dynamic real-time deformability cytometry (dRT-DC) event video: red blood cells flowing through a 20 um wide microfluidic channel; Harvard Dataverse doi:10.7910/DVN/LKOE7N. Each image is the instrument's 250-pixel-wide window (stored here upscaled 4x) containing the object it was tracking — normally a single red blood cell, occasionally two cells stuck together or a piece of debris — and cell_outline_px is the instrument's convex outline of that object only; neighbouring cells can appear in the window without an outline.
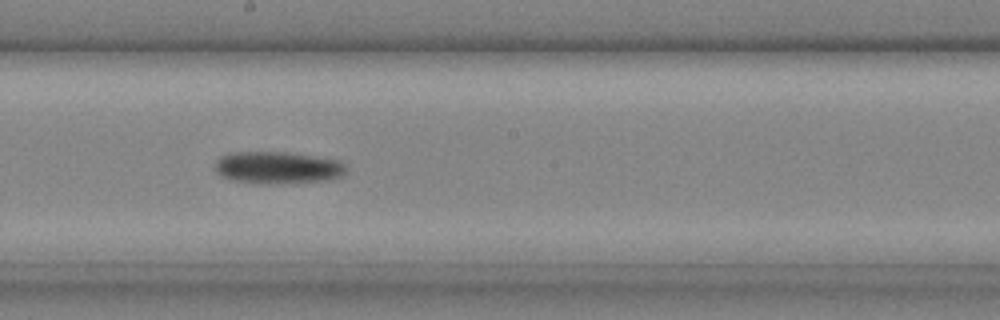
{"species": "common noctule bat (a hibernating species)", "species_latin": "Nyctalus noctula", "temperature_condition": "cold", "stored_images_in_passage": 29, "camera_frame_rate_fps": 3000, "um_per_image_px": 0.085, "animal": {"sex": "male", "body_mass_g": 20.4}, "frame": {"image": 1, "passage_image": 17, "time_ms": 5.333, "image_size_px": [1000, 320], "cell_outline_px": [[348, 168], [340, 176], [324, 180], [268, 184], [256, 184], [232, 180], [220, 176], [216, 172], [216, 160], [220, 156], [228, 152], [288, 152], [316, 156], [340, 160], [348, 164]], "centroid_in_image_um": [23.59, 14.24], "position_along_channel_um": 224.6, "area_um2": 24.85}}